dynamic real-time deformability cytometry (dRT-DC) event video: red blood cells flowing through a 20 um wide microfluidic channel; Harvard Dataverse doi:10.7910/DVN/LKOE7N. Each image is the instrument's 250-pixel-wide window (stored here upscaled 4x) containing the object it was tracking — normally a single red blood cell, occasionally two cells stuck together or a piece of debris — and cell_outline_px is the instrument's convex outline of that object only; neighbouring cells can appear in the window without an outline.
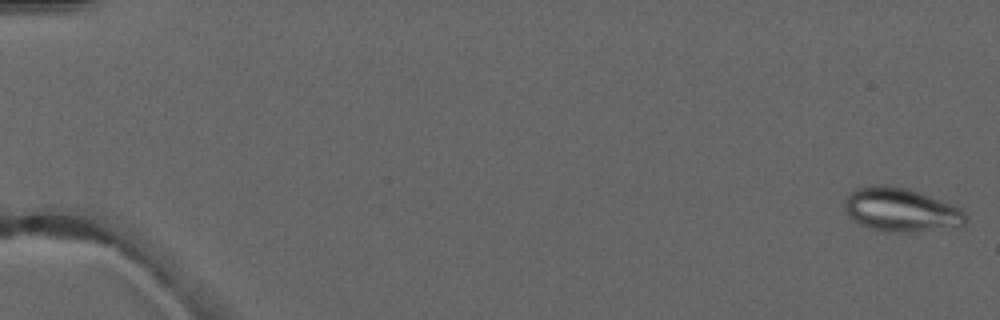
{"species": "common noctule bat (a hibernating species)", "species_latin": "Nyctalus noctula", "temperature_condition": "warm", "stored_images_in_passage": 5, "camera_frame_rate_fps": 3000, "um_per_image_px": 0.085, "animal": {"sex": "male", "forearm_length_mm": 52.5}, "frame": {"image": 1, "passage_image": 1, "time_ms": 0.0, "image_size_px": [1000, 320], "cell_outline_px": [[968, 216], [964, 224], [908, 232], [884, 232], [860, 224], [852, 220], [848, 216], [844, 208], [844, 200], [848, 192], [856, 188], [872, 184], [888, 184], [908, 188], [920, 192], [952, 204], [960, 208]], "centroid_in_image_um": [76.5, 17.79], "position_along_channel_um": 8.5, "area_um2": 30.92}}